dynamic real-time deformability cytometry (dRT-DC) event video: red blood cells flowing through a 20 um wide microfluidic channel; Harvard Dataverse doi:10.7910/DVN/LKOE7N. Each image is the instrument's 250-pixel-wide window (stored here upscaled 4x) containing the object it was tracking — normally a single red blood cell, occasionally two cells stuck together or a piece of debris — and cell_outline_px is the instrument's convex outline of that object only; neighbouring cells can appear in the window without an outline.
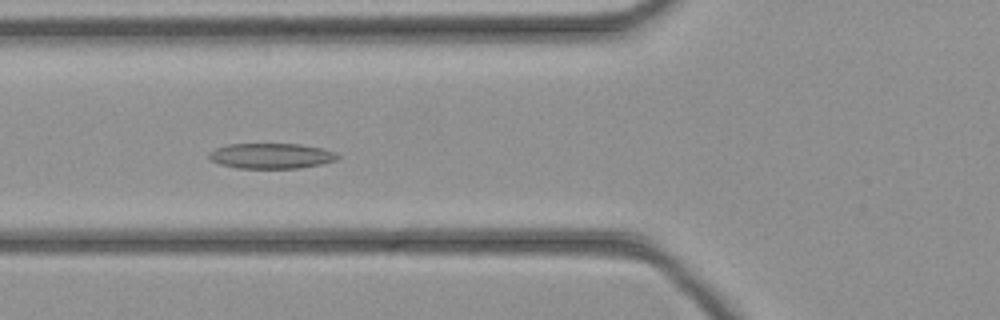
{"species": "common noctule bat (a hibernating species)", "species_latin": "Nyctalus noctula", "temperature_condition": "cold", "stored_images_in_passage": 45, "camera_frame_rate_fps": 3000, "um_per_image_px": 0.085, "animal": {"sex": "female", "body_mass_g": 21.9}, "frame": {"image": 1, "passage_image": 17, "time_ms": 5.333, "image_size_px": [1000, 320], "cell_outline_px": [[340, 156], [336, 160], [320, 164], [300, 168], [236, 168], [220, 164], [212, 160], [208, 156], [208, 152], [216, 148], [228, 144], [300, 144], [320, 148], [336, 152]], "centroid_in_image_um": [23.04, 13.25], "position_along_channel_um": 102.8, "area_um2": 18.96}}
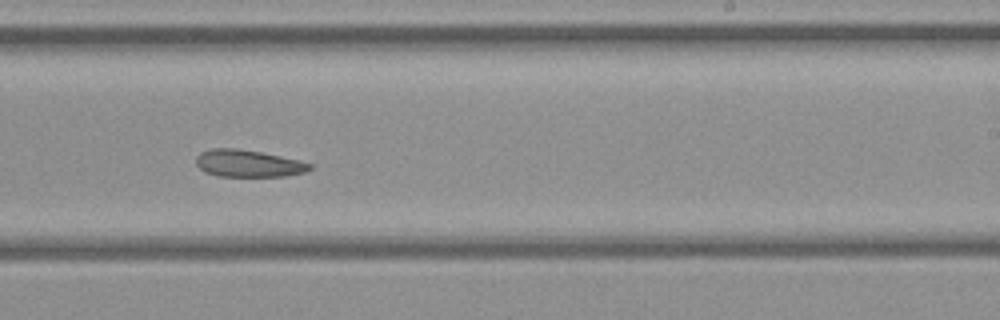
{"frame": {"image": 2, "passage_image": 28, "time_ms": 9.0, "image_size_px": [1000, 320], "cell_outline_px": [[312, 168], [304, 172], [288, 176], [220, 176], [204, 172], [196, 164], [196, 156], [200, 152], [212, 148], [236, 148], [260, 152], [300, 160], [312, 164]], "centroid_in_image_um": [21.09, 13.89], "position_along_channel_um": 267.9, "area_um2": 17.98}}
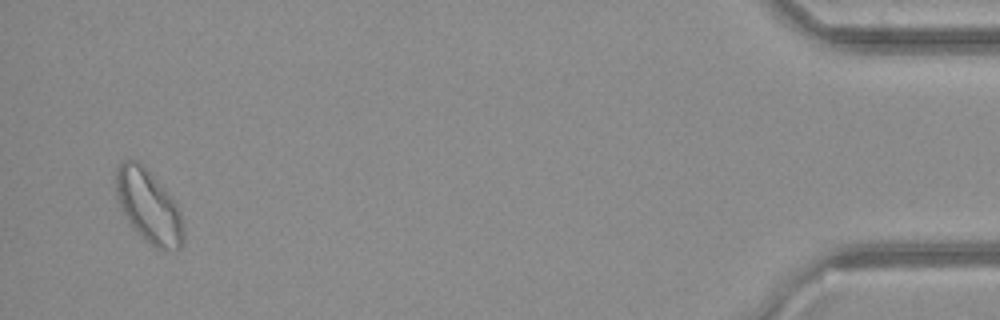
{"frame": {"image": 3, "passage_image": 44, "time_ms": 14.333, "image_size_px": [1000, 320], "cell_outline_px": [[184, 244], [176, 252], [156, 248], [132, 228], [116, 196], [116, 168], [120, 160], [136, 160], [144, 164], [168, 192], [176, 204], [180, 212], [184, 232]], "centroid_in_image_um": [12.65, 17.53], "position_along_channel_um": 422.5, "area_um2": 28.9}}